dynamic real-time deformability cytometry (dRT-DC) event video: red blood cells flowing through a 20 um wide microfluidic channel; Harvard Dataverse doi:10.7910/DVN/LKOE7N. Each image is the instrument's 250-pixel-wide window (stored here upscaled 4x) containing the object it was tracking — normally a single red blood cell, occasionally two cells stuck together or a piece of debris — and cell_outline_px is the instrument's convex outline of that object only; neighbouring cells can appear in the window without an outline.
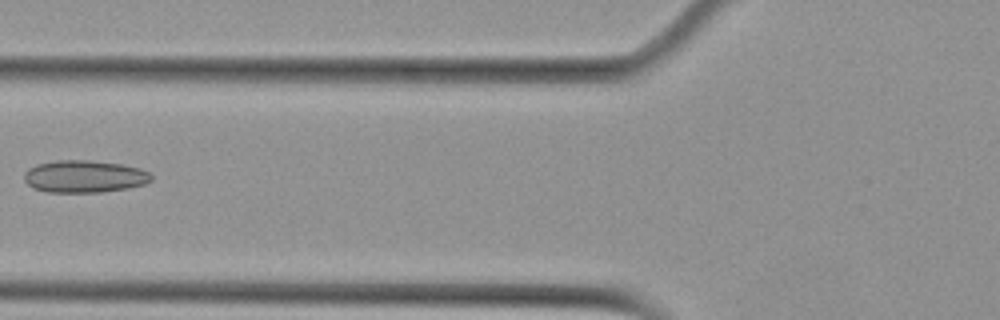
{"species": "Egyptian fruit bat (a non-hibernating species)", "species_latin": "Rousettus aegyptiacus", "temperature_condition": "cold", "stored_images_in_passage": 3, "camera_frame_rate_fps": 3000, "um_per_image_px": 0.085, "animal": {"sex": "female"}, "frame": {"image": 1, "passage_image": 2, "time_ms": 1.333, "image_size_px": [1000, 320], "cell_outline_px": [[152, 180], [144, 184], [128, 188], [100, 192], [48, 192], [32, 188], [24, 180], [24, 172], [28, 168], [36, 164], [56, 160], [92, 160], [120, 164], [140, 168], [148, 172], [152, 176]], "centroid_in_image_um": [7.14, 14.99], "position_along_channel_um": 118.7, "area_um2": 24.04}}
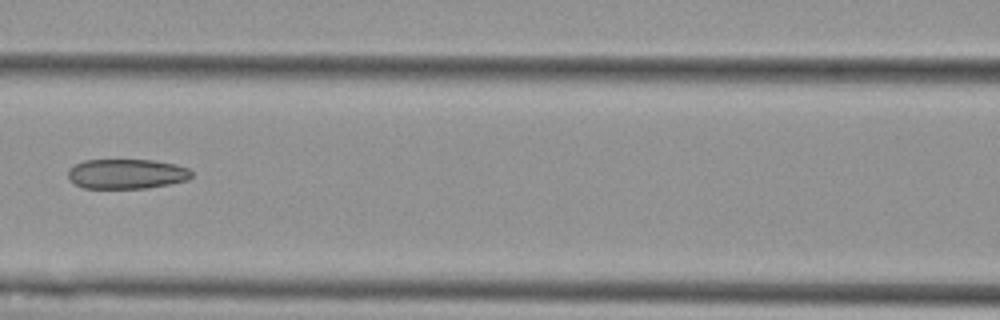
{"frame": {"image": 2, "passage_image": 3, "time_ms": 2.333, "image_size_px": [1000, 320], "cell_outline_px": [[192, 176], [188, 180], [148, 188], [84, 188], [76, 184], [68, 176], [68, 168], [84, 160], [152, 160], [176, 164], [188, 168], [192, 172]], "centroid_in_image_um": [10.78, 14.78], "position_along_channel_um": 155.8, "area_um2": 21.44}}